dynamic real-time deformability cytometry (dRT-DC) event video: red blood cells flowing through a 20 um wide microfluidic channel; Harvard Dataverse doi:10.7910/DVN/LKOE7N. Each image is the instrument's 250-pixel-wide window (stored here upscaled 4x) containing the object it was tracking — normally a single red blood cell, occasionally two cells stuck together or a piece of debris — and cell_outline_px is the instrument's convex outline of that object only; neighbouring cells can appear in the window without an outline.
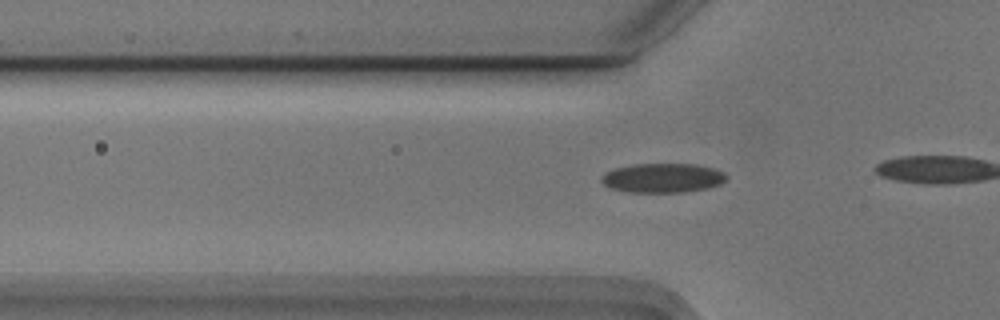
{"species": "Egyptian fruit bat (a non-hibernating species)", "species_latin": "Rousettus aegyptiacus", "temperature_condition": "cold", "stored_images_in_passage": 23, "camera_frame_rate_fps": 3000, "um_per_image_px": 0.085, "animal": {"sex": "male"}, "frame": {"image": 1, "passage_image": 14, "time_ms": 4.333, "image_size_px": [1000, 320], "cell_outline_px": [[728, 176], [720, 184], [708, 188], [684, 192], [628, 192], [612, 188], [604, 184], [600, 180], [600, 176], [616, 168], [636, 164], [696, 164], [712, 168], [724, 172]], "centroid_in_image_um": [56.34, 15.13], "position_along_channel_um": 69.5, "area_um2": 21.21}}